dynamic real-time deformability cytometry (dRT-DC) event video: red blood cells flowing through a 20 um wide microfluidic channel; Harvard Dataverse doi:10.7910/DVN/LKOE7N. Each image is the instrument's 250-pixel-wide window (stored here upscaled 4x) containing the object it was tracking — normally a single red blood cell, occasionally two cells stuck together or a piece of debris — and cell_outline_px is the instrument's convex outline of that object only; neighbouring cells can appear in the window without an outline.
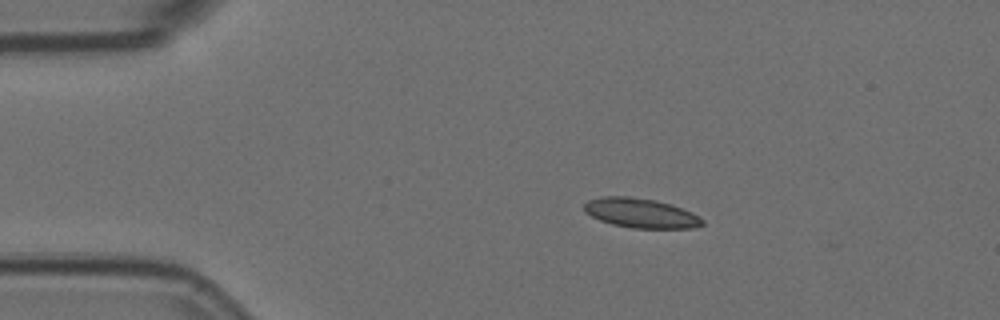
{"species": "Egyptian fruit bat (a non-hibernating species)", "species_latin": "Rousettus aegyptiacus", "temperature_condition": "room temperature", "stored_images_in_passage": 5, "camera_frame_rate_fps": 3000, "um_per_image_px": 0.085, "animal": {"sex": "female"}, "frame": {"image": 1, "passage_image": 2, "time_ms": 0.333, "image_size_px": [1000, 320], "cell_outline_px": [[704, 224], [692, 228], [632, 228], [612, 224], [600, 220], [584, 212], [584, 204], [588, 200], [604, 196], [628, 196], [656, 200], [672, 204], [692, 212], [704, 220]], "centroid_in_image_um": [54.47, 18.11], "position_along_channel_um": 30.5, "area_um2": 20.4}}
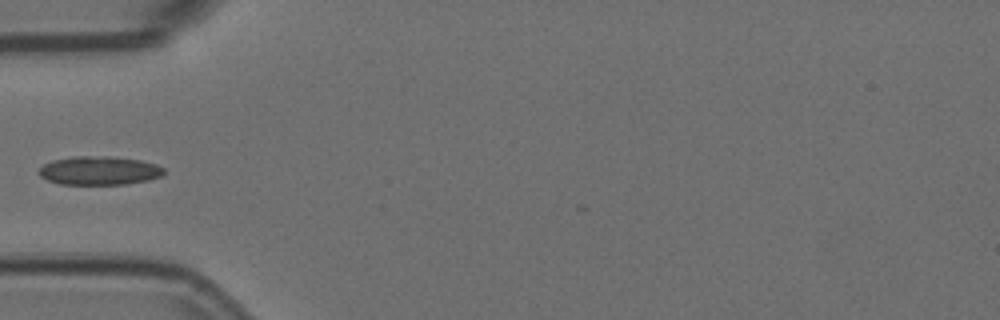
{"frame": {"image": 2, "passage_image": 4, "time_ms": 1.0, "image_size_px": [1000, 320], "cell_outline_px": [[164, 172], [160, 176], [148, 180], [124, 184], [60, 184], [48, 180], [40, 176], [36, 172], [44, 164], [52, 160], [76, 156], [108, 156], [140, 160], [156, 164], [164, 168]], "centroid_in_image_um": [8.41, 14.49], "position_along_channel_um": 76.6, "area_um2": 20.81}}
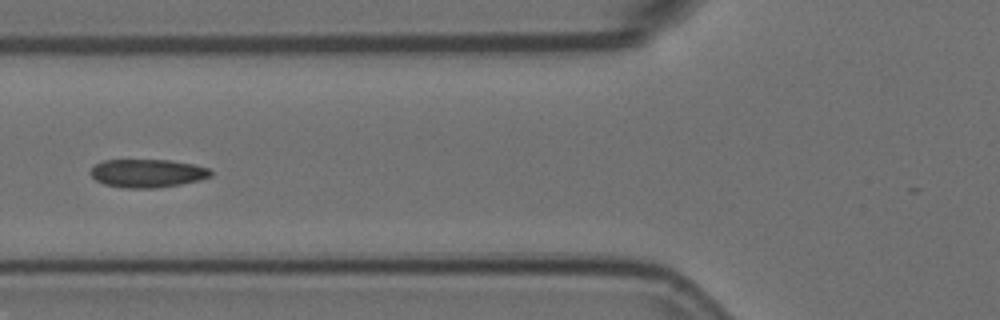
{"frame": {"image": 3, "passage_image": 5, "time_ms": 1.333, "image_size_px": [1000, 320], "cell_outline_px": [[212, 176], [200, 180], [180, 184], [156, 188], [124, 188], [104, 184], [96, 180], [88, 172], [96, 164], [104, 160], [172, 160], [196, 164], [208, 168], [212, 172]], "centroid_in_image_um": [12.55, 14.72], "position_along_channel_um": 113.3, "area_um2": 19.94}}